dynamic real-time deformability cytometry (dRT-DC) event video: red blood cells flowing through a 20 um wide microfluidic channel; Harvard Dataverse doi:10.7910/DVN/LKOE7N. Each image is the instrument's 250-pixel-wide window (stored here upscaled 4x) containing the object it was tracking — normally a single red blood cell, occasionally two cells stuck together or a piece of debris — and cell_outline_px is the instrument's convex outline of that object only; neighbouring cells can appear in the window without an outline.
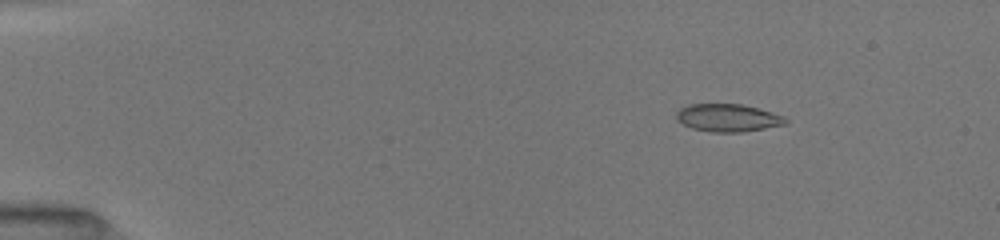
{"species": "common noctule bat (a hibernating species)", "species_latin": "Nyctalus noctula", "temperature_condition": "room temperature", "stored_images_in_passage": 16, "camera_frame_rate_fps": 3000, "um_per_image_px": 0.085, "animal": {"sex": "female", "body_mass_g": 19.5, "forearm_length_mm": 54.1}, "frame": {"image": 1, "passage_image": 4, "time_ms": 2.333, "image_size_px": [1000, 240], "cell_outline_px": [[788, 120], [784, 124], [764, 128], [740, 132], [712, 132], [692, 128], [676, 120], [676, 112], [680, 108], [688, 104], [740, 104], [756, 108], [784, 116]], "centroid_in_image_um": [61.82, 10.01], "position_along_channel_um": 23.2, "area_um2": 17.4}}
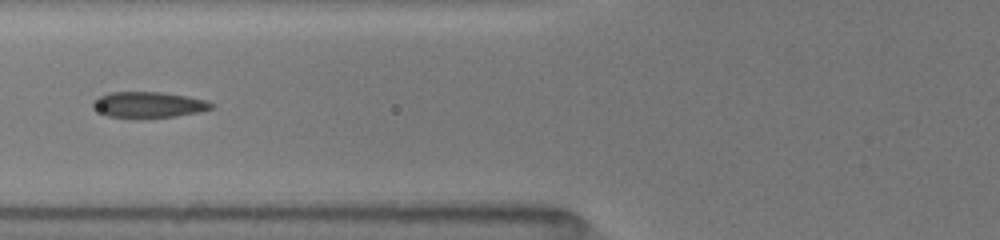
{"frame": {"image": 2, "passage_image": 11, "time_ms": 7.0, "image_size_px": [1000, 240], "cell_outline_px": [[216, 104], [212, 108], [196, 112], [176, 116], [108, 116], [92, 108], [92, 104], [100, 96], [112, 92], [160, 92], [184, 96], [204, 100]], "centroid_in_image_um": [12.63, 8.88], "position_along_channel_um": 113.2, "area_um2": 17.05}}
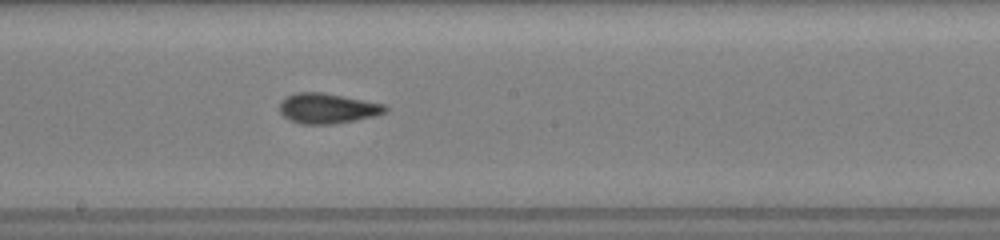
{"frame": {"image": 3, "passage_image": 16, "time_ms": 9.667, "image_size_px": [1000, 240], "cell_outline_px": [[388, 108], [384, 112], [372, 116], [332, 124], [300, 124], [284, 116], [280, 112], [280, 100], [296, 92], [324, 92], [384, 104]], "centroid_in_image_um": [27.79, 9.19], "position_along_channel_um": 220.4, "area_um2": 18.32}}